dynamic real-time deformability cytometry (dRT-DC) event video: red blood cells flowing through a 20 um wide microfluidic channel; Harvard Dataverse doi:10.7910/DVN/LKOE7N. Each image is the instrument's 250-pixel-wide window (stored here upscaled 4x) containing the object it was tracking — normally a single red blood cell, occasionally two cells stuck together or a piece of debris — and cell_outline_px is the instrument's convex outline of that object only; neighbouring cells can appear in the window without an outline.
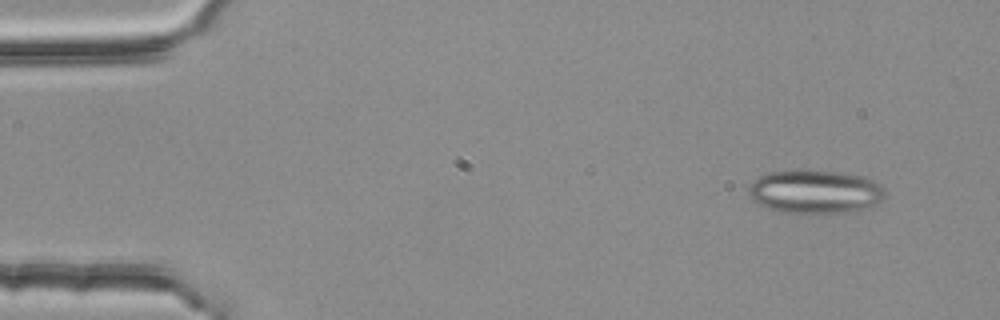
{"species": "common noctule bat (a hibernating species)", "species_latin": "Nyctalus noctula", "temperature_condition": "room temperature", "stored_images_in_passage": 4, "camera_frame_rate_fps": 3000, "um_per_image_px": 0.085, "animal": {"sex": "female", "body_mass_g": 25.1}, "frame": {"image": 1, "passage_image": 1, "time_ms": 0.0, "image_size_px": [1000, 320], "cell_outline_px": [[884, 196], [876, 204], [860, 208], [840, 212], [780, 212], [768, 208], [752, 200], [748, 196], [748, 188], [760, 176], [772, 172], [844, 172], [864, 176], [880, 184], [884, 188]], "centroid_in_image_um": [69.28, 16.3], "position_along_channel_um": 15.7, "area_um2": 33.47}}